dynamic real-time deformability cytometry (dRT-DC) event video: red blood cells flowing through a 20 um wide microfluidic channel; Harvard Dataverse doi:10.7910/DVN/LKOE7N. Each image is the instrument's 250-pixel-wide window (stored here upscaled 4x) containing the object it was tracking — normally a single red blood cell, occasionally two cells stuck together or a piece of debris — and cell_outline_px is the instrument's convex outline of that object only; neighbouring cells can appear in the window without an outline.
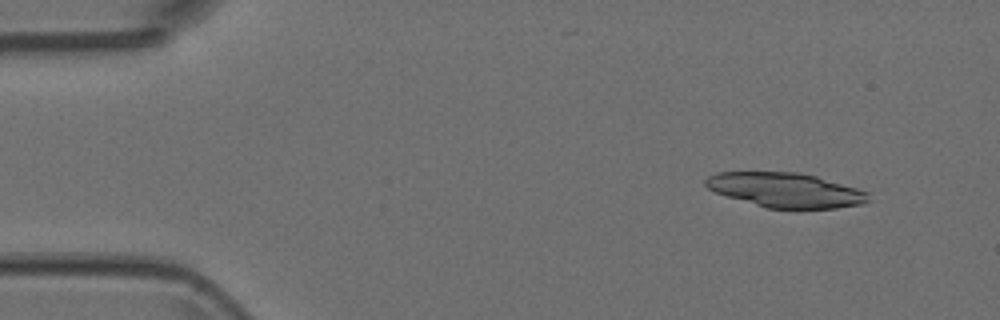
{"species": "Egyptian fruit bat (a non-hibernating species)", "species_latin": "Rousettus aegyptiacus", "temperature_condition": "room temperature", "stored_images_in_passage": 4, "camera_frame_rate_fps": 3000, "um_per_image_px": 0.085, "animal": {"sex": "female"}, "frame": {"image": 1, "passage_image": 2, "time_ms": 0.333, "image_size_px": [1000, 320], "cell_outline_px": [[872, 200], [860, 204], [836, 208], [768, 208], [728, 196], [716, 192], [708, 188], [704, 184], [704, 180], [708, 176], [716, 172], [796, 172], [816, 176], [856, 188], [868, 192]], "centroid_in_image_um": [66.78, 16.15], "position_along_channel_um": 18.2, "area_um2": 32.48}}